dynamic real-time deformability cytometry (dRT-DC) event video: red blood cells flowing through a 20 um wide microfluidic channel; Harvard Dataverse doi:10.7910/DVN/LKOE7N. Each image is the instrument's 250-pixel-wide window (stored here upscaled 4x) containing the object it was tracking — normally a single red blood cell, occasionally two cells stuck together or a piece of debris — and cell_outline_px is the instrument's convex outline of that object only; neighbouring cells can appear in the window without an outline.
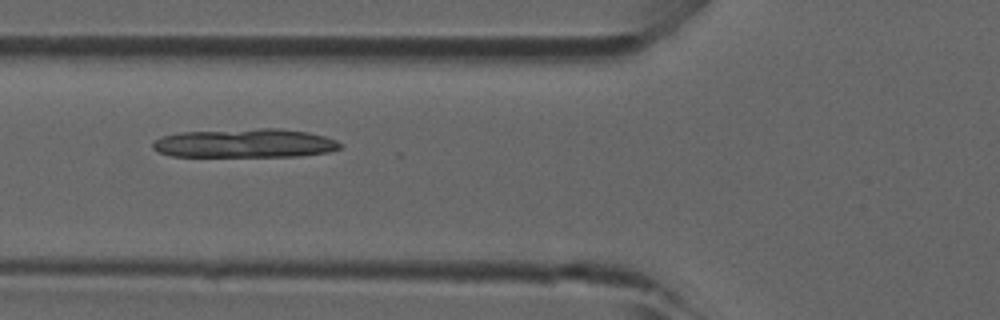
{"species": "common noctule bat (a hibernating species)", "species_latin": "Nyctalus noctula", "temperature_condition": "room temperature", "stored_images_in_passage": 2, "camera_frame_rate_fps": 3000, "um_per_image_px": 0.085, "animal": {"sex": "male", "forearm_length_mm": 52.5}, "frame": {"image": 1, "passage_image": 2, "time_ms": 0.333, "image_size_px": [1000, 320], "cell_outline_px": [[344, 144], [340, 148], [328, 152], [296, 156], [172, 156], [156, 152], [152, 148], [152, 144], [156, 140], [164, 136], [180, 132], [260, 128], [280, 128], [308, 132], [324, 136], [336, 140]], "centroid_in_image_um": [20.83, 12.17], "position_along_channel_um": 105.0, "area_um2": 31.56}}